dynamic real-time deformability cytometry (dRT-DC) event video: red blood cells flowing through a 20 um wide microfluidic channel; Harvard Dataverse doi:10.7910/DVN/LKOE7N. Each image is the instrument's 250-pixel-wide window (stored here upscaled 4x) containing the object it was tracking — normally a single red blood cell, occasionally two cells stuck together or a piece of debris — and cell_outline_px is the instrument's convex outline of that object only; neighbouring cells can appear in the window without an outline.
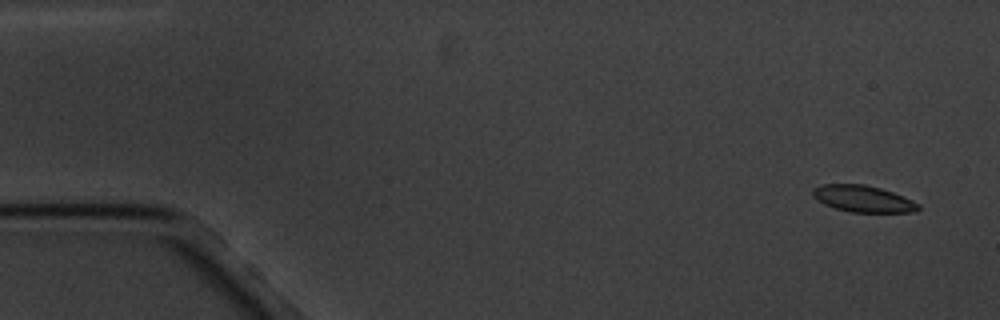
{"species": "common noctule bat (a hibernating species)", "species_latin": "Nyctalus noctula", "temperature_condition": "cold", "stored_images_in_passage": 5, "camera_frame_rate_fps": 3000, "um_per_image_px": 0.085, "animal": {"sex": "male", "body_mass_g": 20.1, "forearm_length_mm": 53.5}, "frame": {"image": 1, "passage_image": 1, "time_ms": 0.0, "image_size_px": [1000, 320], "cell_outline_px": [[920, 208], [916, 212], [852, 212], [836, 208], [824, 204], [812, 196], [812, 188], [820, 184], [864, 184], [880, 188], [892, 192], [912, 200], [920, 204]], "centroid_in_image_um": [73.35, 16.89], "position_along_channel_um": 11.7, "area_um2": 16.36}}
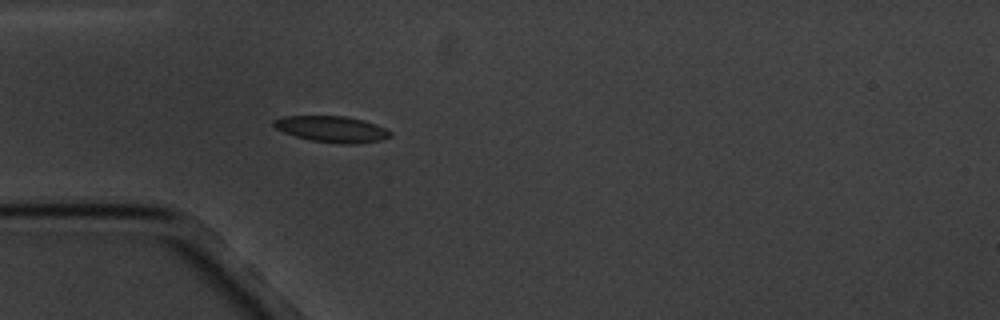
{"frame": {"image": 2, "passage_image": 5, "time_ms": 4.667, "image_size_px": [1000, 320], "cell_outline_px": [[392, 136], [380, 140], [352, 144], [340, 144], [312, 140], [296, 136], [284, 132], [276, 128], [272, 124], [272, 120], [284, 116], [344, 116], [364, 120], [376, 124], [392, 132]], "centroid_in_image_um": [28.21, 10.97], "position_along_channel_um": 56.8, "area_um2": 17.69}}